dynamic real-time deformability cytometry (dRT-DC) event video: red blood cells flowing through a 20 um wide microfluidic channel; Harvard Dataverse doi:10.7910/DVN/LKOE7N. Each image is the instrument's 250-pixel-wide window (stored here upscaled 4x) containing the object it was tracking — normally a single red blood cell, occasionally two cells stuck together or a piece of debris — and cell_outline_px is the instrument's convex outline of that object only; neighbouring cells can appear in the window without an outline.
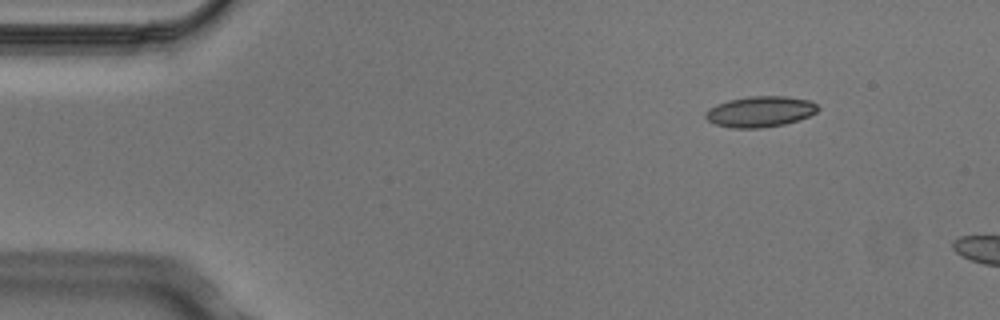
{"species": "Egyptian fruit bat (a non-hibernating species)", "species_latin": "Rousettus aegyptiacus", "temperature_condition": "cold", "stored_images_in_passage": 3, "camera_frame_rate_fps": 3000, "um_per_image_px": 0.085, "animal": {"sex": "male"}, "frame": {"image": 1, "passage_image": 2, "time_ms": 0.333, "image_size_px": [1000, 320], "cell_outline_px": [[820, 108], [816, 112], [800, 120], [784, 124], [760, 128], [732, 128], [716, 124], [708, 120], [704, 116], [704, 112], [716, 104], [728, 100], [748, 96], [784, 96], [808, 100], [816, 104]], "centroid_in_image_um": [64.6, 9.48], "position_along_channel_um": 20.4, "area_um2": 20.17}}